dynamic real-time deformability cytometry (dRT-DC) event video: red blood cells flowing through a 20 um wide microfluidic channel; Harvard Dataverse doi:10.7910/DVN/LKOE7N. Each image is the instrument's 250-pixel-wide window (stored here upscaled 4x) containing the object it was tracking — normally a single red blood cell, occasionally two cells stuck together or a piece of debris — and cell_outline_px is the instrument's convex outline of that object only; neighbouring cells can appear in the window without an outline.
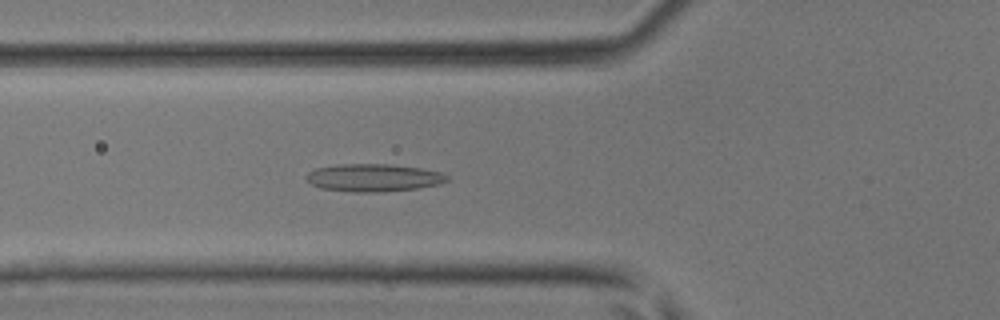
{"species": "common noctule bat (a hibernating species)", "species_latin": "Nyctalus noctula", "temperature_condition": "room temperature", "stored_images_in_passage": 45, "camera_frame_rate_fps": 3000, "um_per_image_px": 0.085, "animal": {"sex": "male", "body_mass_g": 17.9, "forearm_length_mm": 54.2}, "frame": {"image": 1, "passage_image": 17, "time_ms": 5.333, "image_size_px": [1000, 320], "cell_outline_px": [[448, 180], [440, 184], [416, 188], [380, 192], [356, 192], [320, 188], [312, 184], [304, 176], [308, 172], [316, 168], [340, 164], [388, 164], [420, 168], [440, 172], [448, 176]], "centroid_in_image_um": [31.73, 15.1], "position_along_channel_um": 94.1, "area_um2": 22.54}}
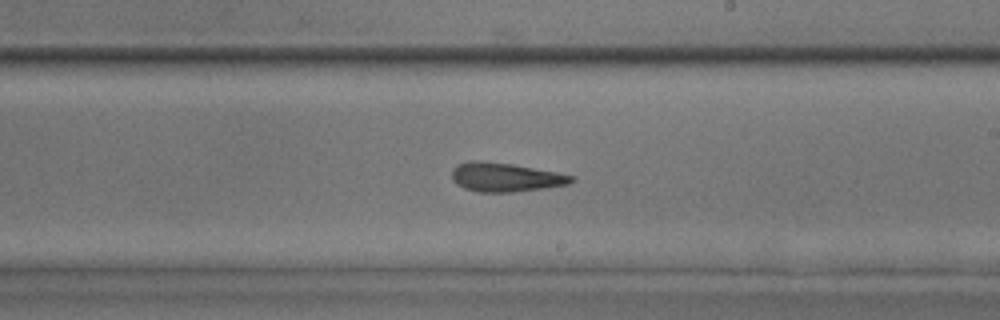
{"frame": {"image": 2, "passage_image": 27, "time_ms": 8.667, "image_size_px": [1000, 320], "cell_outline_px": [[572, 180], [568, 184], [544, 188], [512, 192], [480, 192], [464, 188], [456, 184], [452, 180], [452, 168], [456, 164], [468, 160], [480, 160], [512, 164], [556, 172], [572, 176]], "centroid_in_image_um": [42.87, 15.05], "position_along_channel_um": 246.1, "area_um2": 20.11}}
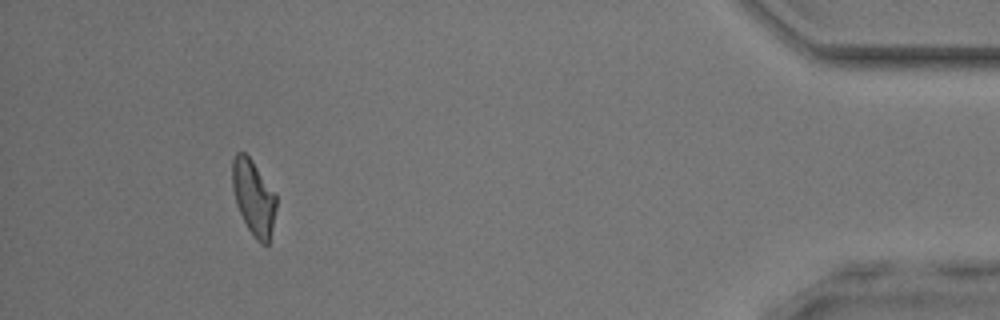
{"frame": {"image": 3, "passage_image": 42, "time_ms": 13.667, "image_size_px": [1000, 320], "cell_outline_px": [[276, 208], [272, 228], [268, 244], [260, 244], [256, 240], [248, 228], [236, 204], [232, 188], [232, 160], [236, 152], [244, 152], [252, 160], [276, 196]], "centroid_in_image_um": [21.53, 16.78], "position_along_channel_um": 413.7, "area_um2": 18.96}}